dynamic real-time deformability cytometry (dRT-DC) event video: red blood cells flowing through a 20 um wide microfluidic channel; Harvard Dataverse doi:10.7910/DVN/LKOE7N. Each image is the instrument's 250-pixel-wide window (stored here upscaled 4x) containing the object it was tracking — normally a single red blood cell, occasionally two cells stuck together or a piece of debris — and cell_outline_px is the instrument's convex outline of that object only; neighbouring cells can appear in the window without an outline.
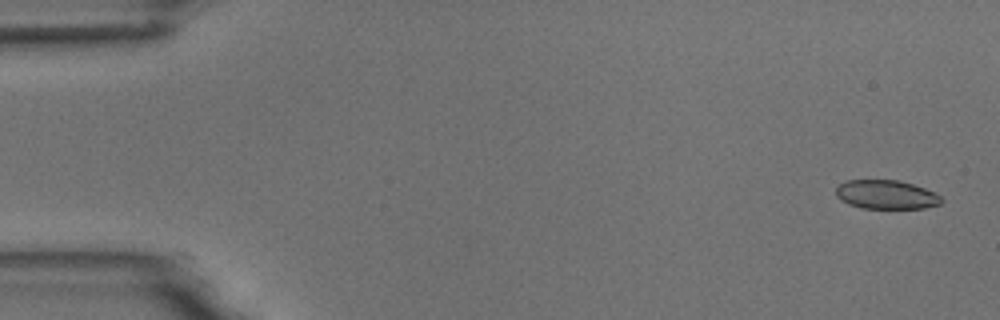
{"species": "common noctule bat (a hibernating species)", "species_latin": "Nyctalus noctula", "temperature_condition": "room temperature", "stored_images_in_passage": 5, "camera_frame_rate_fps": 3000, "um_per_image_px": 0.085, "animal": {"sex": "male", "body_mass_g": 18.8}, "frame": {"image": 1, "passage_image": 1, "time_ms": 0.0, "image_size_px": [1000, 320], "cell_outline_px": [[944, 200], [940, 204], [924, 208], [860, 208], [848, 204], [840, 200], [836, 196], [836, 188], [844, 180], [900, 180], [924, 188], [940, 196]], "centroid_in_image_um": [75.29, 16.54], "position_along_channel_um": 9.7, "area_um2": 17.8}}
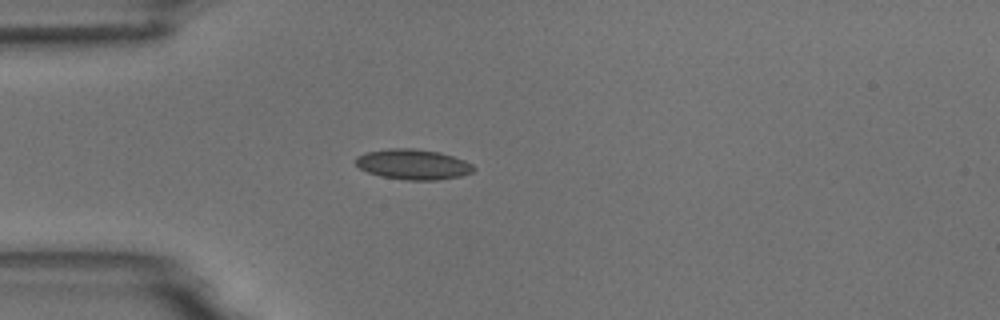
{"frame": {"image": 2, "passage_image": 5, "time_ms": 4.333, "image_size_px": [1000, 320], "cell_outline_px": [[476, 168], [472, 172], [460, 176], [436, 180], [408, 180], [380, 176], [368, 172], [360, 168], [356, 164], [356, 156], [364, 152], [388, 148], [412, 148], [440, 152], [464, 160], [472, 164]], "centroid_in_image_um": [35.09, 13.96], "position_along_channel_um": 49.9, "area_um2": 20.87}}